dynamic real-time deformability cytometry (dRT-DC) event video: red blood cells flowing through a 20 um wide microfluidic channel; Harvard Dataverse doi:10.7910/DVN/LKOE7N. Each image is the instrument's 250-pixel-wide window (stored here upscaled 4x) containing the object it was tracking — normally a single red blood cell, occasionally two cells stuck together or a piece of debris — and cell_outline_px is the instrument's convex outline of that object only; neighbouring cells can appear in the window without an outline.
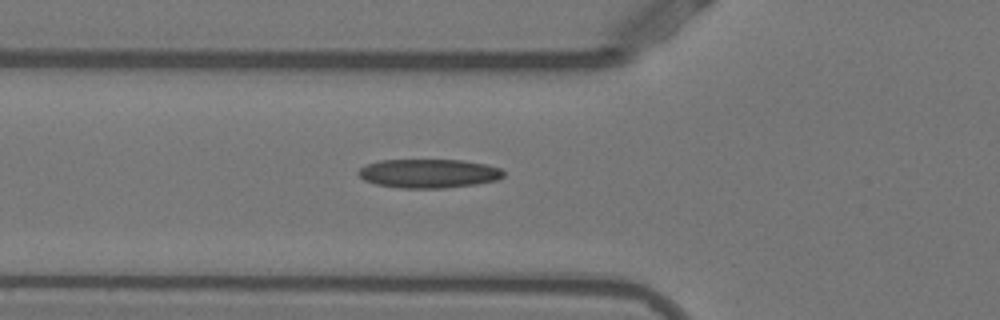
{"species": "Egyptian fruit bat (a non-hibernating species)", "species_latin": "Rousettus aegyptiacus", "temperature_condition": "warm", "stored_images_in_passage": 39, "camera_frame_rate_fps": 3000, "um_per_image_px": 0.085, "animal": {"sex": "female"}, "frame": {"image": 1, "passage_image": 6, "time_ms": 1.667, "image_size_px": [1000, 320], "cell_outline_px": [[504, 176], [496, 180], [476, 184], [444, 188], [400, 188], [376, 184], [364, 180], [356, 172], [364, 164], [380, 160], [464, 160], [484, 164], [500, 168], [504, 172]], "centroid_in_image_um": [36.41, 14.74], "position_along_channel_um": 89.4, "area_um2": 24.51}}
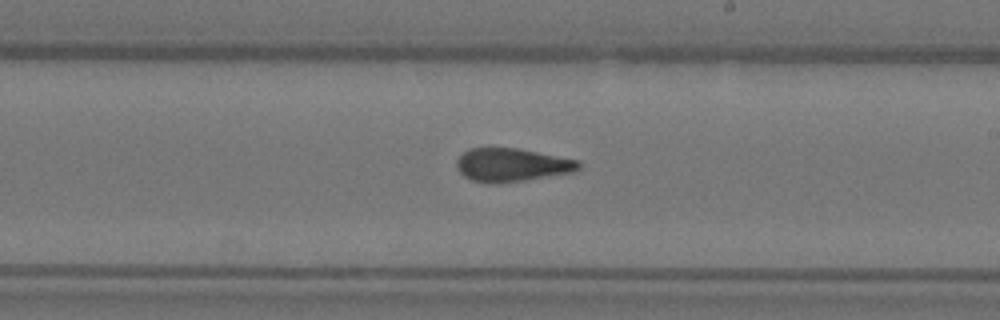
{"frame": {"image": 2, "passage_image": 18, "time_ms": 5.667, "image_size_px": [1000, 320], "cell_outline_px": [[580, 168], [572, 172], [524, 180], [496, 184], [488, 184], [472, 180], [464, 176], [456, 168], [456, 160], [464, 152], [472, 148], [516, 148], [580, 160]], "centroid_in_image_um": [43.48, 14.03], "position_along_channel_um": 245.5, "area_um2": 23.64}}
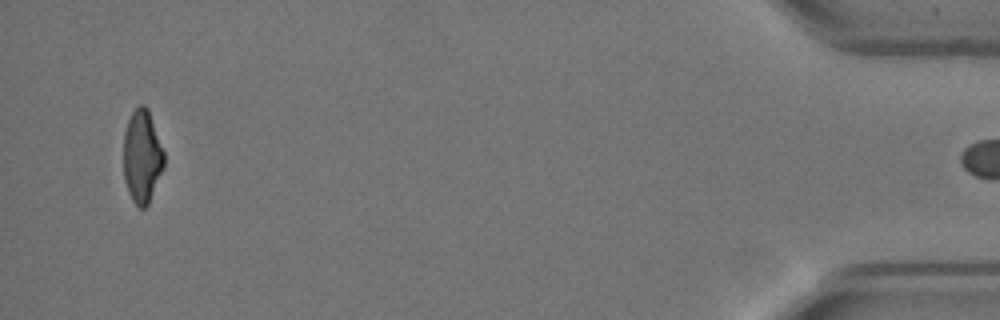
{"frame": {"image": 3, "passage_image": 38, "time_ms": 12.333, "image_size_px": [1000, 320], "cell_outline_px": [[164, 168], [148, 204], [144, 208], [140, 208], [132, 200], [128, 192], [124, 180], [124, 132], [128, 120], [132, 112], [140, 104], [144, 104], [148, 108], [164, 152]], "centroid_in_image_um": [12.08, 13.3], "position_along_channel_um": 423.1, "area_um2": 21.96}}